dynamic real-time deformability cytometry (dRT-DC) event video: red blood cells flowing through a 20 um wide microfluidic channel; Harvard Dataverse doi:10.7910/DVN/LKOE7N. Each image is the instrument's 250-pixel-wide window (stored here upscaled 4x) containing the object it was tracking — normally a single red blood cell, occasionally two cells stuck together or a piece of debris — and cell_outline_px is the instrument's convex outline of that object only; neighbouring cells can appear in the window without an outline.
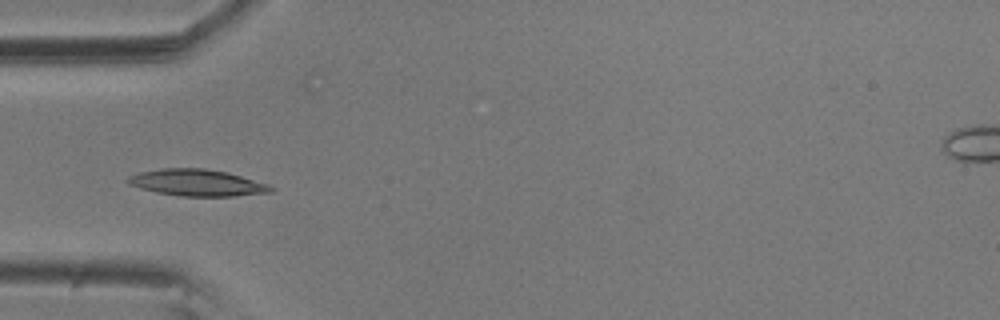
{"species": "common noctule bat (a hibernating species)", "species_latin": "Nyctalus noctula", "temperature_condition": "room temperature", "stored_images_in_passage": 13, "camera_frame_rate_fps": 3000, "um_per_image_px": 0.085, "animal": {"sex": "male", "body_mass_g": 20.5, "forearm_length_mm": 52.5}, "frame": {"image": 1, "passage_image": 4, "time_ms": 1.0, "image_size_px": [1000, 320], "cell_outline_px": [[276, 188], [272, 192], [232, 196], [180, 196], [156, 192], [140, 188], [128, 184], [124, 180], [128, 176], [140, 172], [164, 168], [204, 168], [228, 172], [268, 184]], "centroid_in_image_um": [16.74, 15.53], "position_along_channel_um": 68.3, "area_um2": 22.25}}
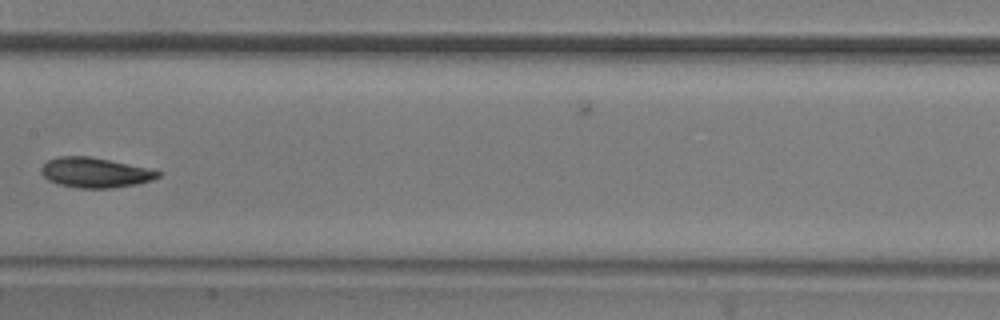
{"frame": {"image": 2, "passage_image": 7, "time_ms": 2.0, "image_size_px": [1000, 320], "cell_outline_px": [[160, 176], [152, 180], [136, 184], [112, 188], [76, 188], [56, 184], [48, 180], [40, 172], [40, 168], [48, 160], [60, 156], [92, 156], [148, 168], [160, 172]], "centroid_in_image_um": [8.05, 14.67], "position_along_channel_um": 199.4, "area_um2": 20.52}}
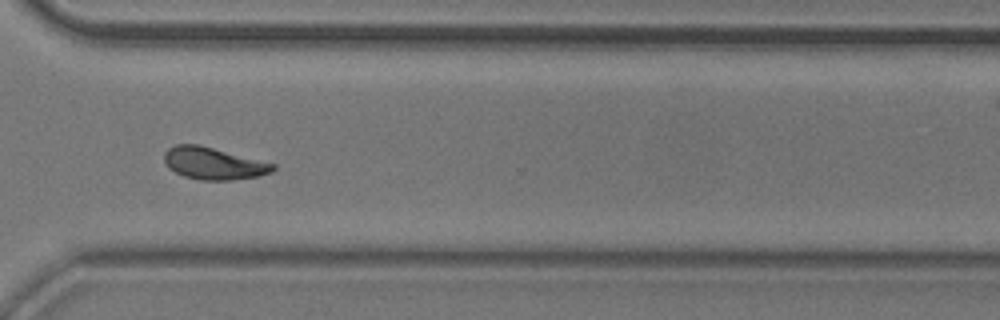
{"frame": {"image": 3, "passage_image": 11, "time_ms": 3.333, "image_size_px": [1000, 320], "cell_outline_px": [[276, 168], [272, 172], [256, 176], [232, 180], [200, 180], [184, 176], [168, 168], [164, 160], [164, 152], [168, 148], [176, 144], [200, 144], [276, 164]], "centroid_in_image_um": [18.13, 13.88], "position_along_channel_um": 352.5, "area_um2": 20.4}}